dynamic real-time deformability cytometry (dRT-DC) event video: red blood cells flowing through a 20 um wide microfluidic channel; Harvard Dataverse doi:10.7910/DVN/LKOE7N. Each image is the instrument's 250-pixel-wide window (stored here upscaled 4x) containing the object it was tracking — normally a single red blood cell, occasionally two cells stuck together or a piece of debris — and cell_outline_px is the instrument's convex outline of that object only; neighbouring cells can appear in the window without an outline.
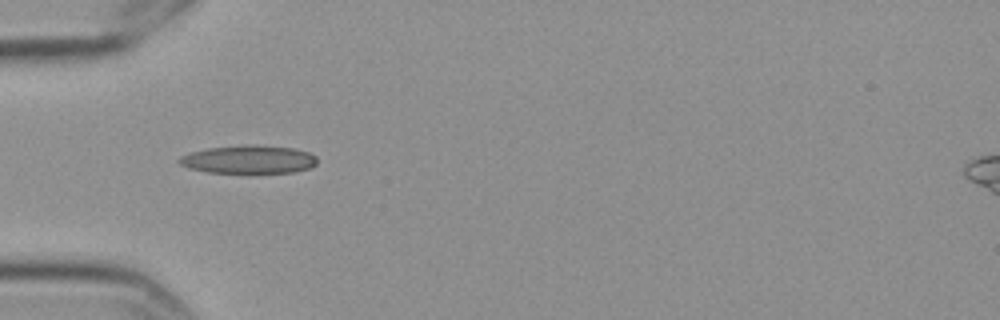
{"species": "Egyptian fruit bat (a non-hibernating species)", "species_latin": "Rousettus aegyptiacus", "temperature_condition": "cold", "stored_images_in_passage": 16, "camera_frame_rate_fps": 3000, "um_per_image_px": 0.085, "frame": {"image": 1, "passage_image": 6, "time_ms": 1.667, "image_size_px": [1000, 320], "cell_outline_px": [[316, 164], [308, 168], [292, 172], [208, 172], [188, 168], [180, 164], [176, 160], [180, 156], [192, 152], [208, 148], [248, 144], [252, 144], [292, 148], [308, 152], [316, 156]], "centroid_in_image_um": [21.11, 13.54], "position_along_channel_um": 63.9, "area_um2": 22.43}}
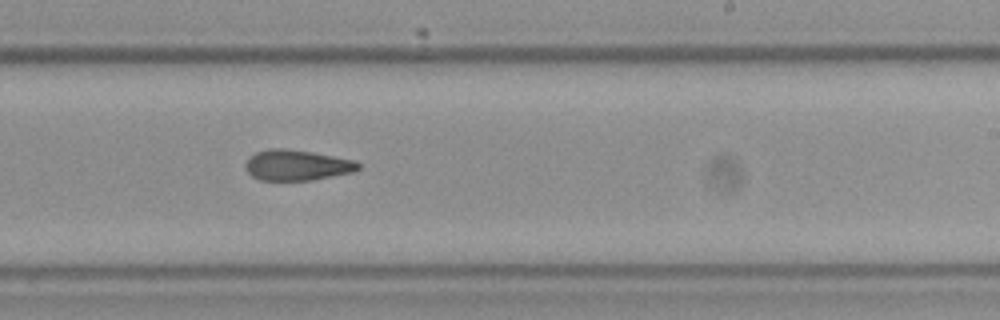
{"frame": {"image": 2, "passage_image": 11, "time_ms": 3.333, "image_size_px": [1000, 320], "cell_outline_px": [[360, 168], [352, 172], [312, 180], [260, 180], [252, 176], [244, 168], [244, 164], [248, 156], [256, 152], [268, 148], [288, 148], [312, 152], [356, 160], [360, 164]], "centroid_in_image_um": [25.2, 14.02], "position_along_channel_um": 263.8, "area_um2": 20.35}}
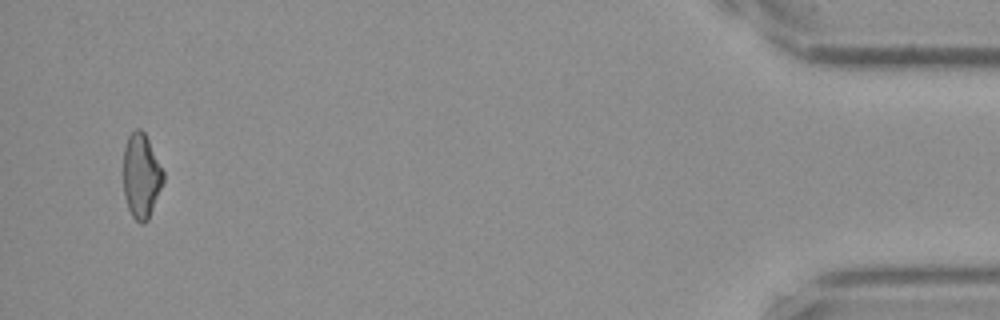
{"frame": {"image": 3, "passage_image": 16, "time_ms": 5.0, "image_size_px": [1000, 320], "cell_outline_px": [[164, 180], [148, 220], [144, 224], [140, 224], [132, 216], [128, 208], [124, 196], [124, 148], [128, 136], [136, 128], [140, 128], [144, 132], [164, 172]], "centroid_in_image_um": [12.0, 14.97], "position_along_channel_um": 423.2, "area_um2": 19.54}}